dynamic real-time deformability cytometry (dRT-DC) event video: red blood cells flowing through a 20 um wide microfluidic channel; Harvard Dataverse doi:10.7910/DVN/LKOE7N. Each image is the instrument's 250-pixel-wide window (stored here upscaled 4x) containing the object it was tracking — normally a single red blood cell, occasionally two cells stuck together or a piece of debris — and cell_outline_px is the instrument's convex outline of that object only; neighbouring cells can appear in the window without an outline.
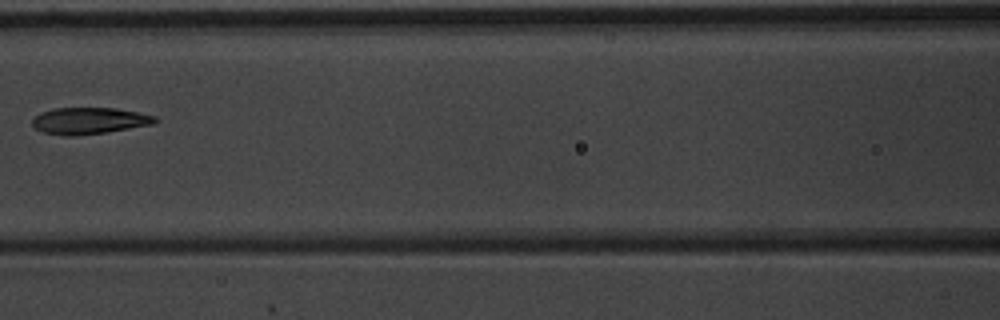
{"species": "common noctule bat (a hibernating species)", "species_latin": "Nyctalus noctula", "temperature_condition": "warm", "stored_images_in_passage": 8, "camera_frame_rate_fps": 3000, "um_per_image_px": 0.085, "animal": {"sex": "male", "body_mass_g": 20.1, "forearm_length_mm": 53.5}, "frame": {"image": 1, "passage_image": 7, "time_ms": 2.0, "image_size_px": [1000, 320], "cell_outline_px": [[156, 120], [152, 124], [104, 132], [72, 136], [68, 136], [44, 132], [36, 128], [32, 124], [32, 120], [36, 116], [52, 108], [116, 108], [156, 116]], "centroid_in_image_um": [7.56, 10.25], "position_along_channel_um": 159.0, "area_um2": 18.55}}
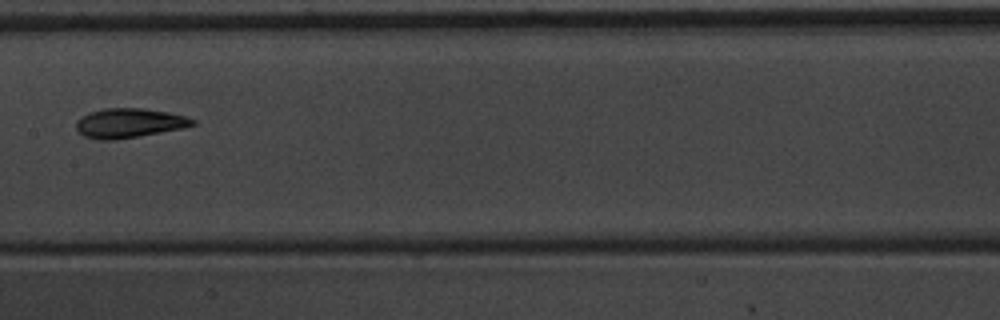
{"frame": {"image": 2, "passage_image": 8, "time_ms": 2.333, "image_size_px": [1000, 320], "cell_outline_px": [[196, 124], [180, 128], [140, 136], [116, 140], [100, 140], [84, 136], [76, 128], [76, 120], [80, 116], [88, 112], [104, 108], [144, 108], [168, 112], [184, 116], [196, 120]], "centroid_in_image_um": [10.93, 10.45], "position_along_channel_um": 196.5, "area_um2": 20.0}}